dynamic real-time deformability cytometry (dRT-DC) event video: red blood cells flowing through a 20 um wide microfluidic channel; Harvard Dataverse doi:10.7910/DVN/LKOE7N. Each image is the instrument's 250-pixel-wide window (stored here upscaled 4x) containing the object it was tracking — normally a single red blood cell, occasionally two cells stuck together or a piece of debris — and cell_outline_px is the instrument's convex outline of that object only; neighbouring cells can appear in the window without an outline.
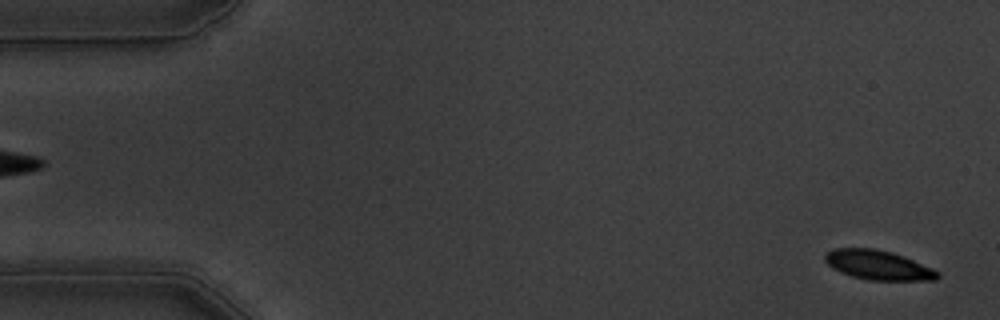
{"species": "common noctule bat (a hibernating species)", "species_latin": "Nyctalus noctula", "temperature_condition": "warm", "stored_images_in_passage": 56, "camera_frame_rate_fps": 3000, "um_per_image_px": 0.085, "animal": {"sex": "male", "body_mass_g": 19.5, "forearm_length_mm": 54.6}, "frame": {"image": 1, "passage_image": 2, "time_ms": 0.333, "image_size_px": [1000, 320], "cell_outline_px": [[940, 276], [936, 280], [868, 280], [852, 276], [840, 272], [832, 268], [824, 260], [824, 256], [828, 252], [836, 248], [876, 248], [892, 252], [904, 256], [932, 268], [940, 272]], "centroid_in_image_um": [74.65, 22.53], "position_along_channel_um": 10.3, "area_um2": 19.36}}
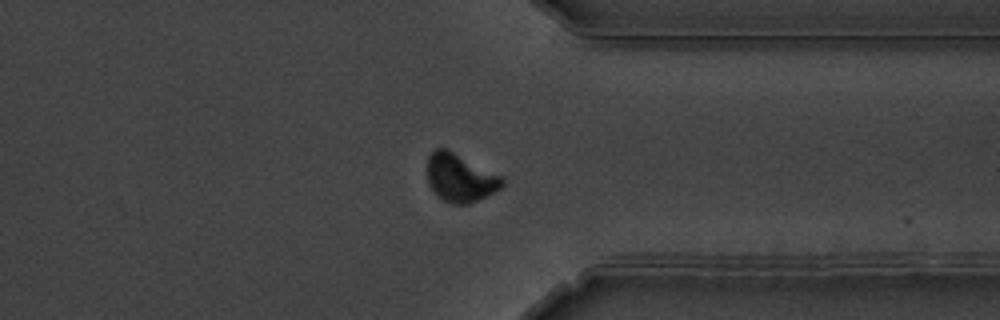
{"frame": {"image": 2, "passage_image": 43, "time_ms": 14.0, "image_size_px": [1000, 320], "cell_outline_px": [[504, 184], [500, 188], [468, 204], [452, 204], [436, 196], [428, 184], [428, 156], [436, 148], [448, 148], [504, 176]], "centroid_in_image_um": [39.11, 15.09], "position_along_channel_um": 372.3, "area_um2": 21.21}}
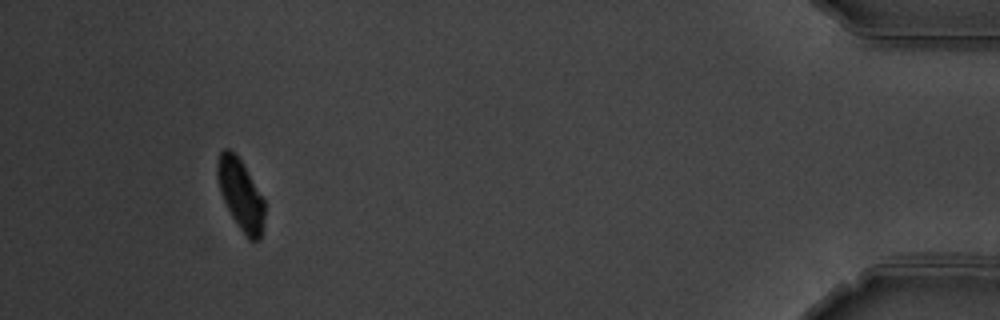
{"frame": {"image": 3, "passage_image": 52, "time_ms": 17.0, "image_size_px": [1000, 320], "cell_outline_px": [[264, 228], [260, 240], [248, 240], [232, 216], [220, 192], [216, 176], [216, 164], [220, 152], [224, 148], [228, 148], [240, 160], [264, 200]], "centroid_in_image_um": [20.45, 16.56], "position_along_channel_um": 414.8, "area_um2": 19.19}, "authors_computed_cell_mechanics": {"area_um2": 20.7791, "velocity_mm_per_s": 3.5908, "shape_relaxation_time_tau1_ms": 2.704, "shape_relaxation_time_tau2_ms": 3.3333, "deformation_change_tau1": 0.1042, "deformation_change_tau2": 0.0492}}